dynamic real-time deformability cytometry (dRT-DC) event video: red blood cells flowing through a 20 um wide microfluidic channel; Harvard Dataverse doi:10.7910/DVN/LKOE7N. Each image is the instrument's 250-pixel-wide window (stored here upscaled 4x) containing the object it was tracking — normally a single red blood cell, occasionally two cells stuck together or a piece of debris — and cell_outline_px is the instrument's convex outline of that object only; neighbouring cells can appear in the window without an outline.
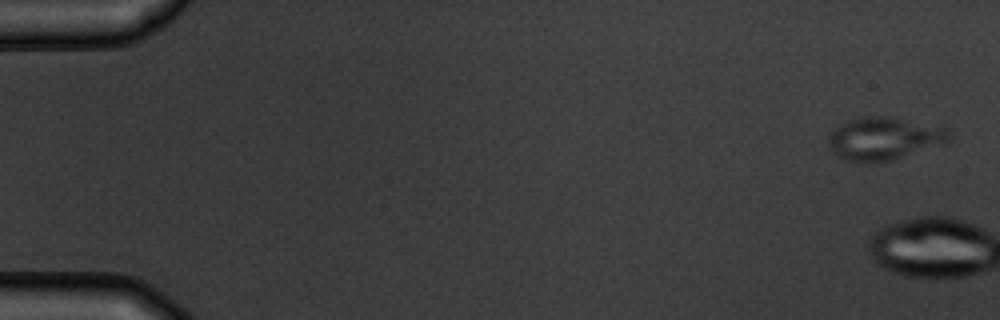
{"species": "common noctule bat (a hibernating species)", "species_latin": "Nyctalus noctula", "temperature_condition": "warm", "stored_images_in_passage": 6, "camera_frame_rate_fps": 3000, "um_per_image_px": 0.085, "animal": {"sex": "male", "body_mass_g": 19.5, "forearm_length_mm": 54.6}, "frame": {"image": 1, "passage_image": 1, "time_ms": 0.0, "image_size_px": [1000, 320], "cell_outline_px": [[952, 136], [948, 144], [888, 160], [848, 160], [836, 156], [828, 144], [828, 132], [840, 124], [848, 120], [868, 116], [892, 116], [948, 128]], "centroid_in_image_um": [75.19, 11.73], "position_along_channel_um": 9.8, "area_um2": 30.06}}